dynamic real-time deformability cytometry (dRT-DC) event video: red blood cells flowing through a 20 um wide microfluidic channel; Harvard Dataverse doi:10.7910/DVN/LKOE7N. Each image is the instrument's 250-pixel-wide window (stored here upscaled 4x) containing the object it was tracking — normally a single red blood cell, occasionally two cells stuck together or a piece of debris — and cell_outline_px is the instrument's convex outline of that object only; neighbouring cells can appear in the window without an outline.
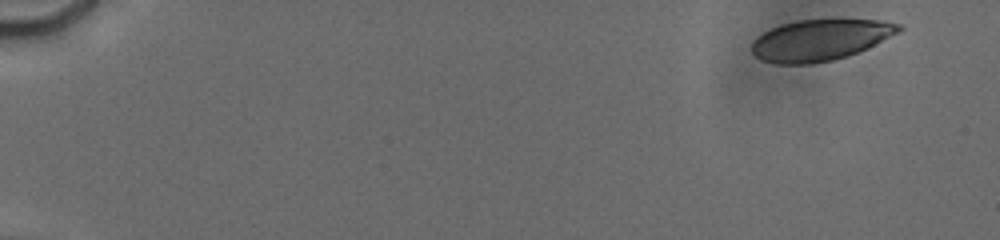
{"species": "human", "species_latin": "Homo sapiens", "temperature_condition": "cold", "stored_images_in_passage": 26, "camera_frame_rate_fps": 3000, "um_per_image_px": 0.085, "donor": {"sex": "male"}, "frame": {"image": 1, "passage_image": 2, "time_ms": 0.667, "image_size_px": [1000, 240], "cell_outline_px": [[904, 28], [848, 56], [832, 60], [808, 64], [780, 64], [760, 60], [752, 52], [752, 40], [764, 32], [780, 24], [800, 20], [876, 20], [900, 24]], "centroid_in_image_um": [69.62, 3.4], "position_along_channel_um": 15.4, "area_um2": 34.51}}
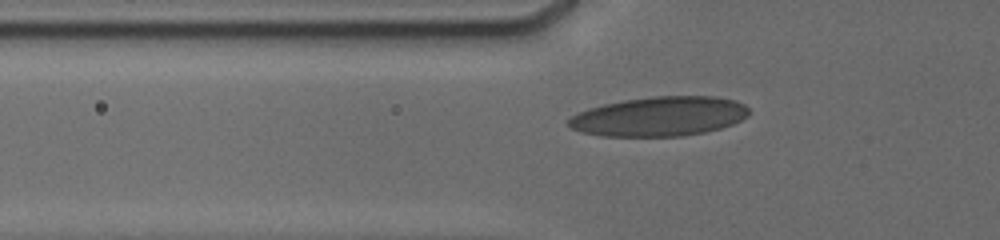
{"frame": {"image": 2, "passage_image": 18, "time_ms": 6.333, "image_size_px": [1000, 240], "cell_outline_px": [[748, 116], [732, 124], [720, 128], [704, 132], [680, 136], [600, 136], [580, 132], [572, 128], [568, 124], [568, 120], [572, 116], [588, 108], [604, 104], [624, 100], [656, 96], [716, 96], [736, 100], [744, 104], [748, 108]], "centroid_in_image_um": [56.05, 9.89], "position_along_channel_um": 69.7, "area_um2": 41.44}}
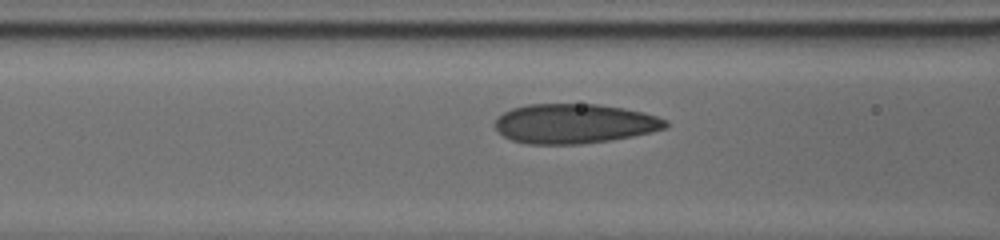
{"frame": {"image": 3, "passage_image": 24, "time_ms": 7.667, "image_size_px": [1000, 240], "cell_outline_px": [[668, 128], [652, 132], [632, 136], [608, 140], [580, 144], [528, 144], [512, 140], [504, 136], [496, 128], [496, 120], [504, 112], [512, 108], [528, 104], [596, 104], [624, 108], [644, 112], [668, 120]], "centroid_in_image_um": [48.86, 10.5], "position_along_channel_um": 117.7, "area_um2": 39.3}}